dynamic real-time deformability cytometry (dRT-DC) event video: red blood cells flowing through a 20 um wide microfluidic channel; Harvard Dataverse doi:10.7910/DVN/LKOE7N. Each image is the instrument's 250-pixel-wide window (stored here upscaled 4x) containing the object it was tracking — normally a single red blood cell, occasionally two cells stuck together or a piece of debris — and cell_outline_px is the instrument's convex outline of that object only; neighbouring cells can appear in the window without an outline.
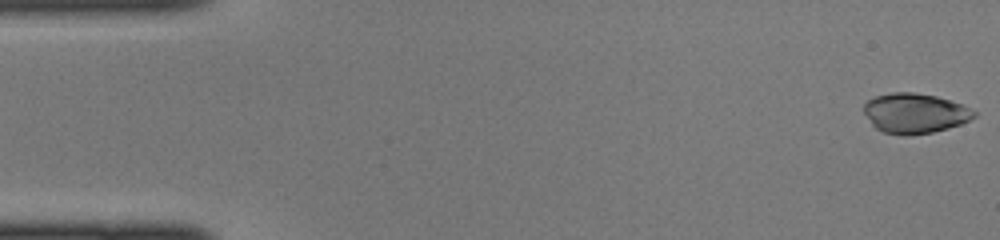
{"species": "common noctule bat (a hibernating species)", "species_latin": "Nyctalus noctula", "temperature_condition": "cold", "stored_images_in_passage": 44, "camera_frame_rate_fps": 3000, "um_per_image_px": 0.085, "animal": {"sex": "female", "body_mass_g": 22.0, "forearm_length_mm": 56.7}, "frame": {"image": 1, "passage_image": 1, "time_ms": 0.0, "image_size_px": [1000, 240], "cell_outline_px": [[976, 116], [960, 124], [948, 128], [932, 132], [908, 136], [900, 136], [884, 132], [876, 128], [872, 124], [864, 112], [864, 104], [868, 100], [876, 96], [892, 92], [916, 92], [936, 96], [960, 104], [976, 112]], "centroid_in_image_um": [77.74, 9.63], "position_along_channel_um": 7.3, "area_um2": 25.55}}
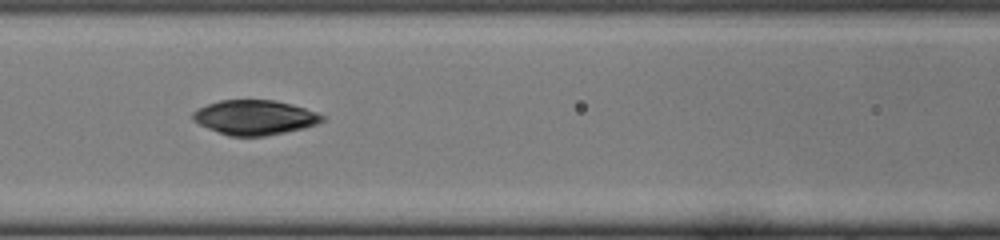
{"frame": {"image": 2, "passage_image": 19, "time_ms": 6.0, "image_size_px": [1000, 240], "cell_outline_px": [[324, 120], [316, 124], [304, 128], [264, 136], [228, 136], [208, 128], [192, 120], [192, 112], [208, 104], [220, 100], [276, 100], [292, 104], [316, 112], [324, 116]], "centroid_in_image_um": [21.64, 9.98], "position_along_channel_um": 145.0, "area_um2": 26.01}}
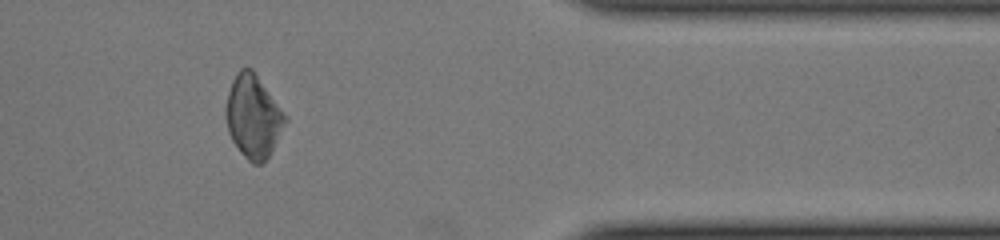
{"frame": {"image": 3, "passage_image": 37, "time_ms": 12.0, "image_size_px": [1000, 240], "cell_outline_px": [[288, 120], [268, 156], [260, 164], [252, 164], [240, 152], [232, 140], [228, 132], [224, 116], [224, 108], [228, 92], [232, 80], [236, 72], [240, 68], [252, 68], [288, 116]], "centroid_in_image_um": [21.5, 9.88], "position_along_channel_um": 389.9, "area_um2": 28.9}}